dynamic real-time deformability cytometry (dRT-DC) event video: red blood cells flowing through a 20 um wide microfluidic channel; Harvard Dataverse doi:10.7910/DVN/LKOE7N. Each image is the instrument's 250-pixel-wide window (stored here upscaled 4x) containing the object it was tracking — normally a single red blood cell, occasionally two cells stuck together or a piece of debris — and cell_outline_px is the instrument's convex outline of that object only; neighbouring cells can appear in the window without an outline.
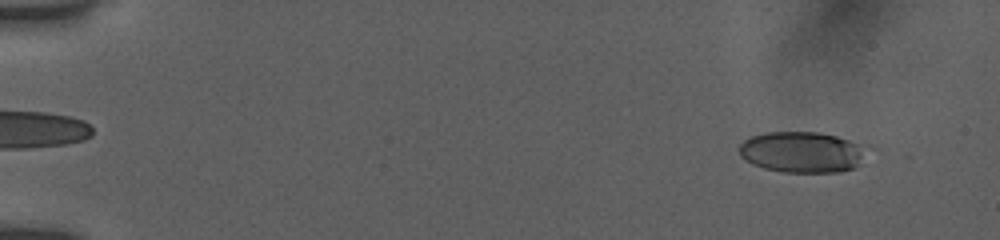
{"species": "human", "species_latin": "Homo sapiens", "temperature_condition": "room temperature", "stored_images_in_passage": 53, "camera_frame_rate_fps": 3000, "um_per_image_px": 0.085, "donor": {"sex": "female"}, "frame": {"image": 1, "passage_image": 4, "time_ms": 1.0, "image_size_px": [1000, 240], "cell_outline_px": [[876, 148], [852, 168], [840, 172], [784, 172], [764, 168], [752, 164], [740, 156], [740, 144], [744, 140], [752, 136], [768, 132], [820, 132], [868, 144]], "centroid_in_image_um": [68.3, 12.91], "position_along_channel_um": 16.7, "area_um2": 31.1}}
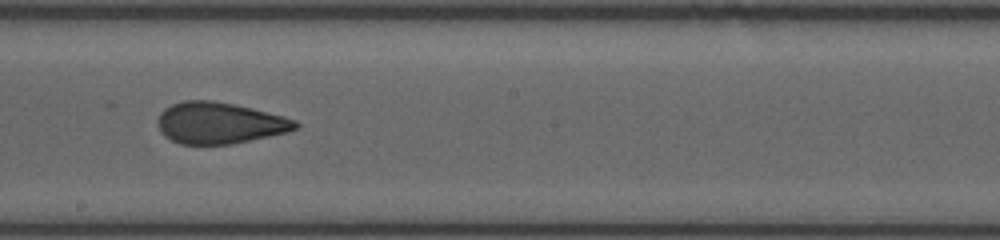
{"frame": {"image": 2, "passage_image": 31, "time_ms": 10.0, "image_size_px": [1000, 240], "cell_outline_px": [[300, 124], [296, 128], [284, 132], [268, 136], [232, 144], [180, 144], [164, 136], [160, 132], [156, 120], [160, 112], [164, 108], [172, 104], [184, 100], [212, 100], [252, 108], [284, 116], [296, 120]], "centroid_in_image_um": [18.6, 10.45], "position_along_channel_um": 229.6, "area_um2": 33.18}}
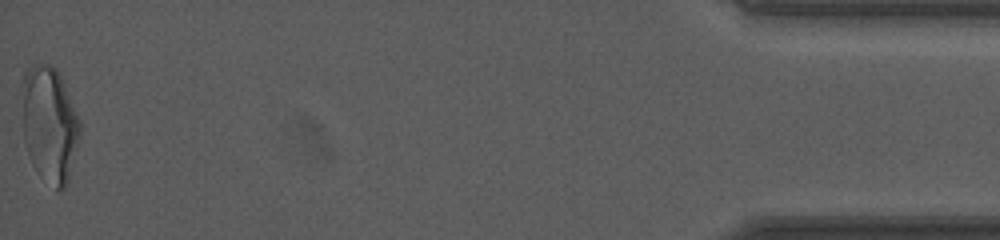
{"frame": {"image": 3, "passage_image": 53, "time_ms": 17.333, "image_size_px": [1000, 240], "cell_outline_px": [[80, 136], [68, 180], [64, 188], [60, 192], [56, 192], [32, 164], [28, 156], [24, 144], [24, 72], [28, 68], [36, 64], [52, 64], [56, 68], [60, 76], [80, 120]], "centroid_in_image_um": [4.23, 10.61], "position_along_channel_um": 431.0, "area_um2": 38.49}, "authors_computed_cell_mechanics": {"area_um2": 33.1772, "velocity_mm_per_s": 3.9108, "shape_relaxation_time_tau1_ms": 11.2446, "shape_relaxation_time_tau2_ms": 1.4384, "deformation_change_tau1": 0.2871, "deformation_change_tau2": 0.0815}}